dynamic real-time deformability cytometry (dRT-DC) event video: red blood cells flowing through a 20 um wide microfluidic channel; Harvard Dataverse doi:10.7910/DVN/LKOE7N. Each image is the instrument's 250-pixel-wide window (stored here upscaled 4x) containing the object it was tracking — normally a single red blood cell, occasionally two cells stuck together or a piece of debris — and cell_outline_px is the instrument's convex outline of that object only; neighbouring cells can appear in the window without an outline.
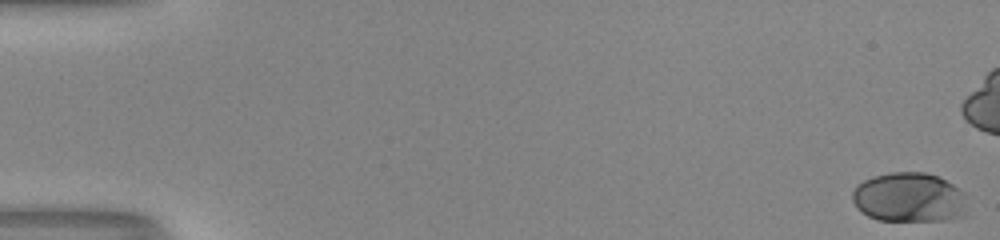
{"species": "human", "species_latin": "Homo sapiens", "temperature_condition": "room temperature", "stored_images_in_passage": 48, "camera_frame_rate_fps": 3000, "um_per_image_px": 0.085, "donor": {"sex": "male"}, "frame": {"image": 1, "passage_image": 1, "time_ms": 0.0, "image_size_px": [1000, 240], "cell_outline_px": [[964, 216], [944, 220], [880, 220], [868, 216], [860, 212], [856, 208], [852, 200], [852, 192], [856, 184], [872, 176], [892, 172], [924, 172], [940, 176], [964, 192]], "centroid_in_image_um": [77.23, 16.77], "position_along_channel_um": 7.8, "area_um2": 33.29}}
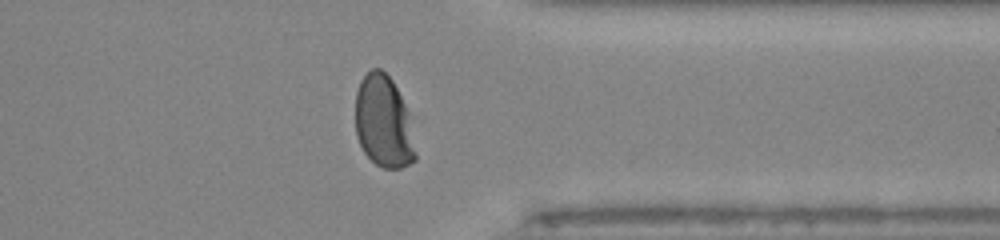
{"frame": {"image": 2, "passage_image": 43, "time_ms": 14.0, "image_size_px": [1000, 240], "cell_outline_px": [[416, 160], [400, 168], [384, 168], [376, 164], [364, 152], [356, 136], [356, 92], [360, 80], [372, 68], [380, 68], [392, 80], [408, 112], [416, 152]], "centroid_in_image_um": [32.59, 10.36], "position_along_channel_um": 378.8, "area_um2": 32.02}}